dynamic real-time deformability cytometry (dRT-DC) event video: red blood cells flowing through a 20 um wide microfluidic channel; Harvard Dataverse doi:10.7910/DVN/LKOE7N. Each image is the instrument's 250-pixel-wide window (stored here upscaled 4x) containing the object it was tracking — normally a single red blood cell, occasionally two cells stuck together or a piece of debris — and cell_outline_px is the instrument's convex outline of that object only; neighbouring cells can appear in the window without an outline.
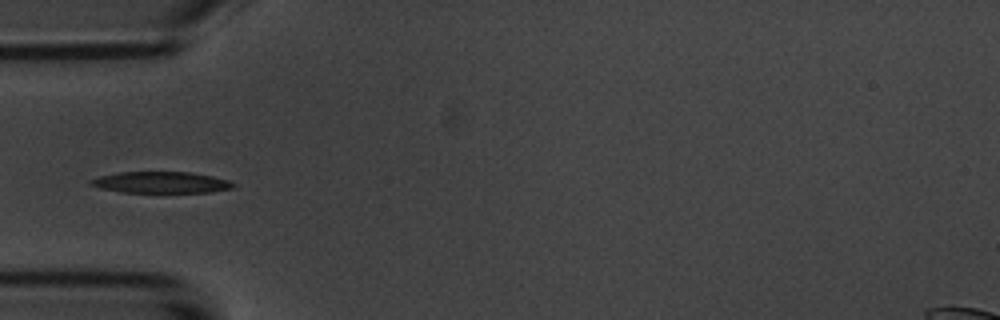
{"species": "common noctule bat (a hibernating species)", "species_latin": "Nyctalus noctula", "temperature_condition": "room temperature", "stored_images_in_passage": 9, "camera_frame_rate_fps": 3000, "um_per_image_px": 0.085, "animal": {"sex": "male", "body_mass_g": 20.1, "forearm_length_mm": 53.5}, "frame": {"image": 1, "passage_image": 6, "time_ms": 5.667, "image_size_px": [1000, 320], "cell_outline_px": [[236, 188], [212, 192], [120, 192], [100, 188], [88, 184], [88, 180], [100, 176], [116, 172], [192, 172], [212, 176], [228, 180], [236, 184]], "centroid_in_image_um": [13.69, 15.5], "position_along_channel_um": 71.3, "area_um2": 17.92}}
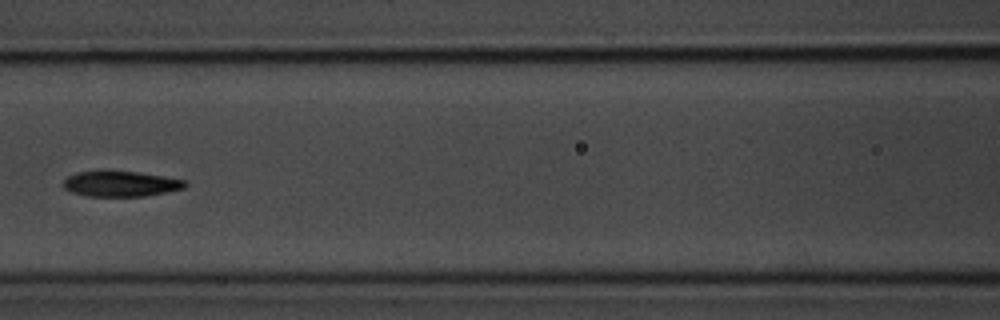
{"frame": {"image": 2, "passage_image": 8, "time_ms": 8.0, "image_size_px": [1000, 320], "cell_outline_px": [[188, 184], [184, 188], [144, 196], [88, 196], [72, 192], [64, 188], [64, 180], [68, 176], [76, 172], [136, 172], [164, 176], [188, 180]], "centroid_in_image_um": [10.3, 15.63], "position_along_channel_um": 156.3, "area_um2": 17.74}}
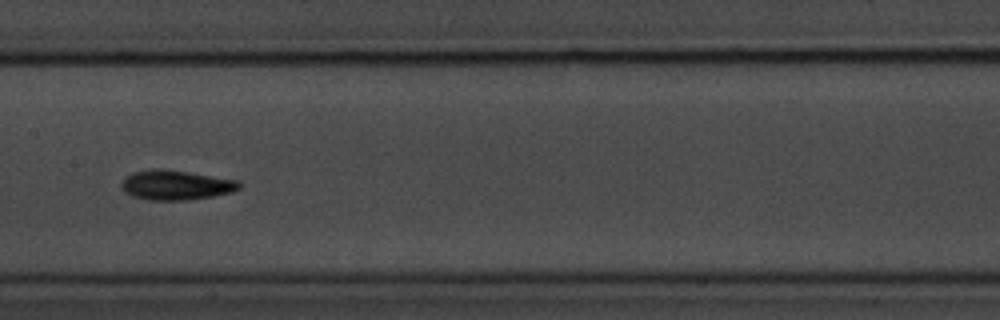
{"frame": {"image": 3, "passage_image": 9, "time_ms": 9.0, "image_size_px": [1000, 320], "cell_outline_px": [[240, 188], [232, 192], [212, 196], [184, 200], [148, 200], [132, 196], [124, 192], [120, 188], [120, 184], [124, 176], [132, 172], [156, 168], [164, 168], [240, 180]], "centroid_in_image_um": [14.9, 15.71], "position_along_channel_um": 192.5, "area_um2": 20.69}}